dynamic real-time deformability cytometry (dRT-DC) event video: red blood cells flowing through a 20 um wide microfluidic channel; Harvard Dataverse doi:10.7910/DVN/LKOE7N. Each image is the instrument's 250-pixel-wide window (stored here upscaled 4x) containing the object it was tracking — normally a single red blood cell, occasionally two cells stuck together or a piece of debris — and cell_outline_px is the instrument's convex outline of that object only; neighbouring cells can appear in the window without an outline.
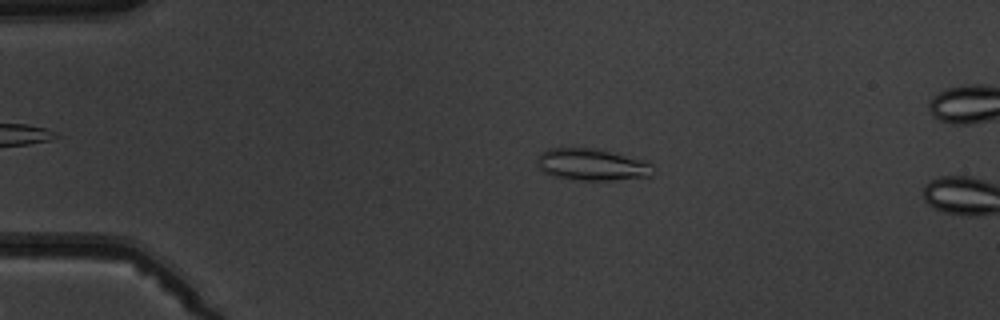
{"species": "common noctule bat (a hibernating species)", "species_latin": "Nyctalus noctula", "temperature_condition": "warm", "stored_images_in_passage": 4, "camera_frame_rate_fps": 3000, "um_per_image_px": 0.085, "animal": {"sex": "male", "body_mass_g": 19.5, "forearm_length_mm": 54.6}, "frame": {"image": 1, "passage_image": 3, "time_ms": 2.333, "image_size_px": [1000, 320], "cell_outline_px": [[652, 176], [612, 180], [580, 180], [552, 176], [544, 172], [536, 164], [536, 160], [540, 152], [548, 148], [596, 148], [644, 160], [652, 164]], "centroid_in_image_um": [50.28, 13.98], "position_along_channel_um": 34.7, "area_um2": 21.56}}